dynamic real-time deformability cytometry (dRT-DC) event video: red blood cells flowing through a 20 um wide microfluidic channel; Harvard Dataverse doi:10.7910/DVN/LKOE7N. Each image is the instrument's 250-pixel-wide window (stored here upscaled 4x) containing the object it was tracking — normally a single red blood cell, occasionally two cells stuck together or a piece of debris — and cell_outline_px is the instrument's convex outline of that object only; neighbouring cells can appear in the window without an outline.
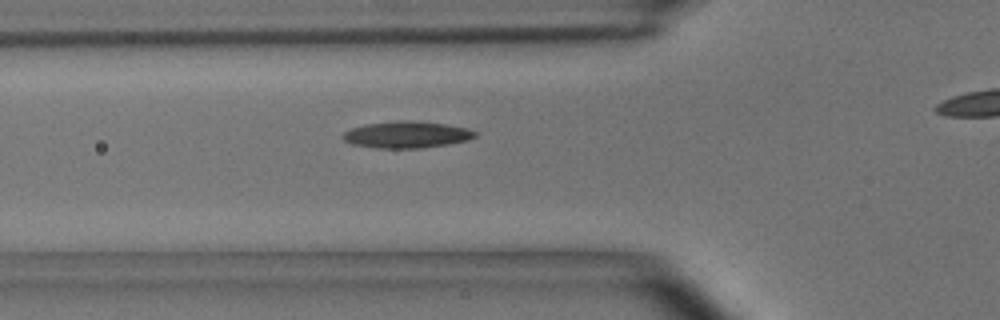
{"species": "common noctule bat (a hibernating species)", "species_latin": "Nyctalus noctula", "temperature_condition": "room temperature", "stored_images_in_passage": 25, "camera_frame_rate_fps": 3000, "um_per_image_px": 0.085, "animal": {"sex": "male", "body_mass_g": 15.6}, "frame": {"image": 1, "passage_image": 8, "time_ms": 2.333, "image_size_px": [1000, 320], "cell_outline_px": [[476, 136], [468, 140], [448, 144], [420, 148], [376, 148], [352, 144], [344, 140], [340, 136], [344, 132], [352, 128], [364, 124], [400, 120], [408, 120], [444, 124], [468, 128], [476, 132]], "centroid_in_image_um": [34.54, 11.44], "position_along_channel_um": 91.3, "area_um2": 20.52}}
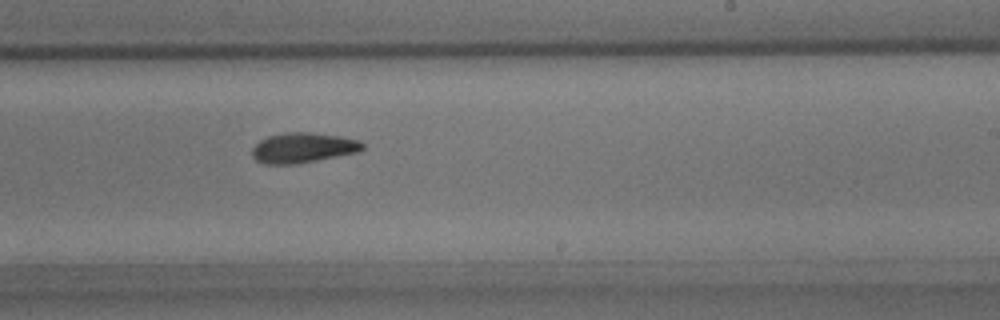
{"frame": {"image": 2, "passage_image": 22, "time_ms": 7.0, "image_size_px": [1000, 320], "cell_outline_px": [[364, 148], [360, 152], [292, 164], [264, 164], [256, 160], [252, 156], [252, 148], [260, 140], [268, 136], [288, 132], [308, 132], [340, 136], [360, 140], [364, 144]], "centroid_in_image_um": [25.76, 12.55], "position_along_channel_um": 263.2, "area_um2": 19.31}}